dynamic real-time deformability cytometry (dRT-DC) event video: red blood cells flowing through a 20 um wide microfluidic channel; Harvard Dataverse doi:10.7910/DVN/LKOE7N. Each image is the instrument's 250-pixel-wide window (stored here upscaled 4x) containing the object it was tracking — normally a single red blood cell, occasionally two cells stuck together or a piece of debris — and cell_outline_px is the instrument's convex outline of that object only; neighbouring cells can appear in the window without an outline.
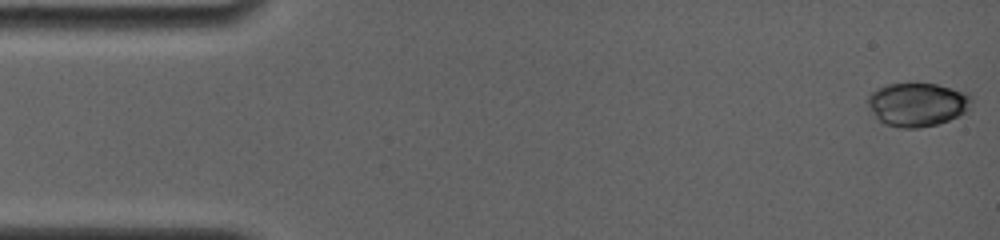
{"species": "common noctule bat (a hibernating species)", "species_latin": "Nyctalus noctula", "temperature_condition": "room temperature", "stored_images_in_passage": 7, "camera_frame_rate_fps": 4000, "um_per_image_px": 0.085, "animal": {"sex": "female", "body_mass_g": 19.0, "forearm_length_mm": 56.7}, "frame": {"image": 1, "passage_image": 1, "time_ms": 0.0, "image_size_px": [1000, 240], "cell_outline_px": [[968, 100], [964, 112], [948, 120], [936, 124], [920, 128], [900, 128], [884, 124], [876, 116], [868, 104], [868, 96], [876, 88], [888, 84], [916, 80], [936, 84], [960, 92], [968, 96]], "centroid_in_image_um": [77.86, 8.84], "position_along_channel_um": 7.1, "area_um2": 26.07}}